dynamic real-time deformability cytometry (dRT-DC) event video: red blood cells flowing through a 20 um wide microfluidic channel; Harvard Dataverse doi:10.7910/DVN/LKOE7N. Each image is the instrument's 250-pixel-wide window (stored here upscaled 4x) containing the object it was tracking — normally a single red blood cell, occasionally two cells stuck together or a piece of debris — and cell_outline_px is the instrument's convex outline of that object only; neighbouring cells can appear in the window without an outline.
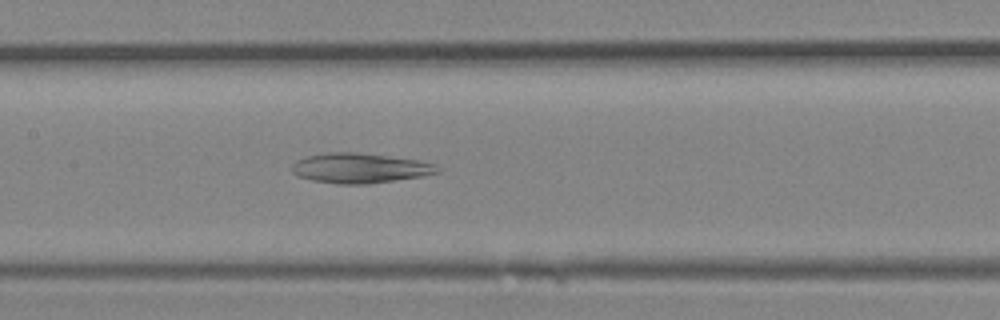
{"species": "Egyptian fruit bat (a non-hibernating species)", "species_latin": "Rousettus aegyptiacus", "temperature_condition": "room temperature", "stored_images_in_passage": 15, "camera_frame_rate_fps": 3000, "um_per_image_px": 0.085, "animal": {"sex": "female"}, "frame": {"image": 1, "passage_image": 8, "time_ms": 2.333, "image_size_px": [1000, 320], "cell_outline_px": [[440, 172], [424, 176], [368, 184], [340, 184], [312, 180], [296, 176], [292, 172], [292, 164], [296, 160], [304, 156], [324, 152], [356, 152], [388, 156], [416, 160], [436, 164], [440, 168]], "centroid_in_image_um": [30.56, 14.28], "position_along_channel_um": 176.8, "area_um2": 25.61}}
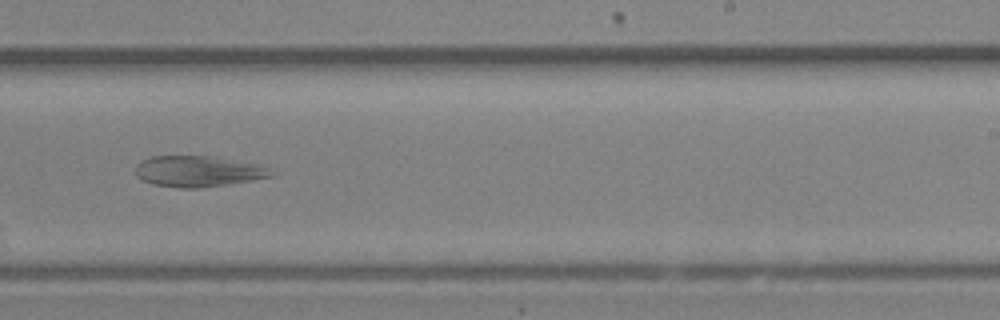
{"frame": {"image": 2, "passage_image": 12, "time_ms": 3.667, "image_size_px": [1000, 320], "cell_outline_px": [[276, 172], [272, 176], [252, 180], [228, 184], [196, 188], [180, 188], [152, 184], [140, 180], [136, 176], [136, 164], [140, 160], [152, 156], [208, 156], [260, 164]], "centroid_in_image_um": [16.81, 14.56], "position_along_channel_um": 272.2, "area_um2": 24.57}}
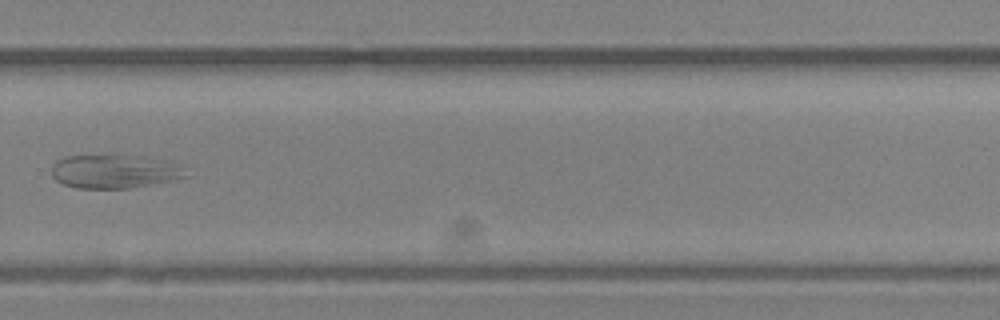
{"frame": {"image": 3, "passage_image": 14, "time_ms": 4.333, "image_size_px": [1000, 320], "cell_outline_px": [[184, 176], [172, 180], [132, 188], [76, 188], [64, 184], [56, 180], [52, 176], [52, 164], [56, 160], [64, 156], [144, 156], [172, 160], [180, 164]], "centroid_in_image_um": [9.71, 14.56], "position_along_channel_um": 320.1, "area_um2": 26.24}}